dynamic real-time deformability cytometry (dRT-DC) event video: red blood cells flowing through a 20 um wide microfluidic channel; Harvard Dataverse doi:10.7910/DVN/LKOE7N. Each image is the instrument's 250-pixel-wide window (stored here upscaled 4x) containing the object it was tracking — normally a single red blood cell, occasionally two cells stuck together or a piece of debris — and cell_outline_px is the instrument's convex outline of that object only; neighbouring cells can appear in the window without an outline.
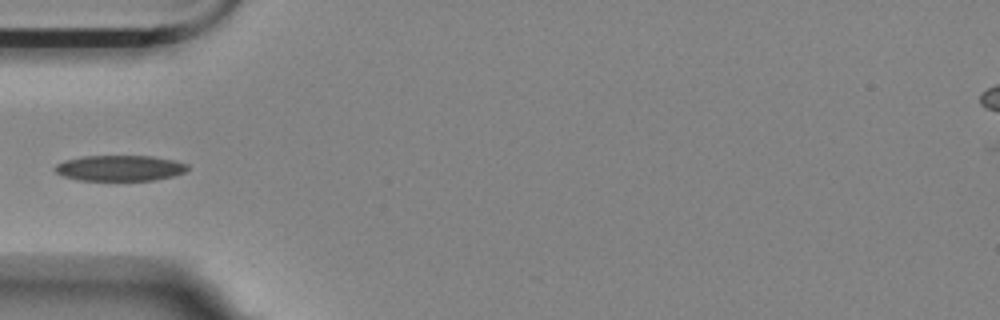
{"species": "Egyptian fruit bat (a non-hibernating species)", "species_latin": "Rousettus aegyptiacus", "temperature_condition": "room temperature", "stored_images_in_passage": 39, "camera_frame_rate_fps": 3000, "um_per_image_px": 0.085, "animal": {"sex": "female"}, "frame": {"image": 1, "passage_image": 1, "time_ms": 0.0, "image_size_px": [1000, 320], "cell_outline_px": [[188, 168], [184, 172], [176, 176], [152, 180], [76, 180], [64, 176], [56, 172], [52, 168], [56, 164], [64, 160], [84, 156], [152, 156], [172, 160], [188, 164]], "centroid_in_image_um": [10.16, 14.29], "position_along_channel_um": 74.8, "area_um2": 19.88}}
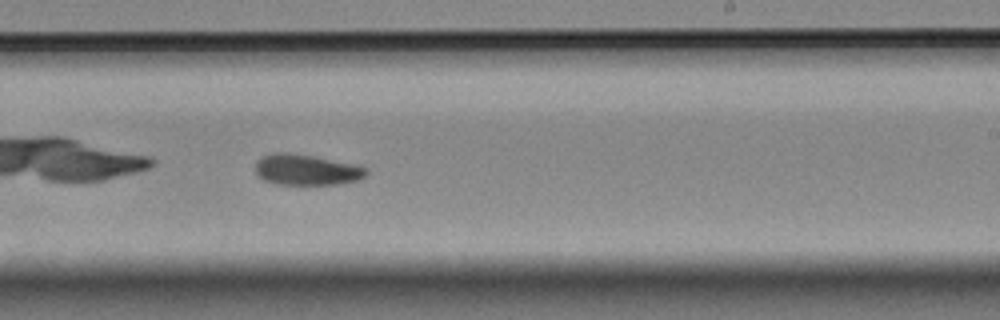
{"frame": {"image": 2, "passage_image": 17, "time_ms": 5.333, "image_size_px": [1000, 320], "cell_outline_px": [[368, 172], [360, 180], [336, 184], [276, 184], [264, 180], [256, 172], [256, 160], [264, 156], [276, 152], [284, 152], [312, 156], [352, 164], [368, 168]], "centroid_in_image_um": [26.05, 14.44], "position_along_channel_um": 263.0, "area_um2": 19.59}}
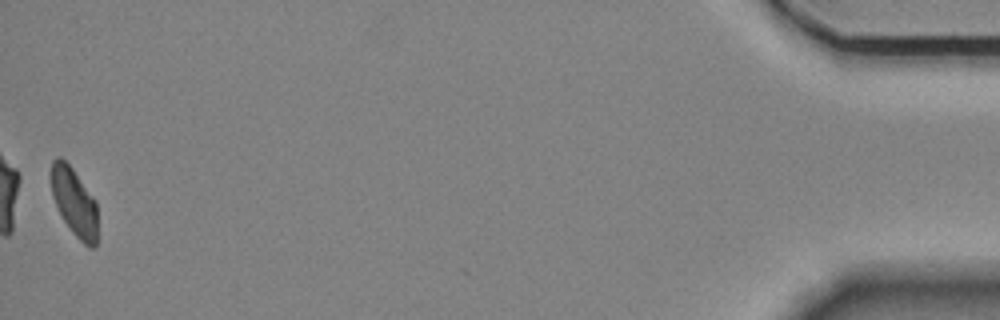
{"frame": {"image": 3, "passage_image": 39, "time_ms": 12.667, "image_size_px": [1000, 320], "cell_outline_px": [[96, 248], [88, 248], [72, 232], [64, 220], [52, 196], [52, 160], [56, 156], [60, 156], [72, 168], [96, 200]], "centroid_in_image_um": [6.32, 17.18], "position_along_channel_um": 428.9, "area_um2": 18.15}}